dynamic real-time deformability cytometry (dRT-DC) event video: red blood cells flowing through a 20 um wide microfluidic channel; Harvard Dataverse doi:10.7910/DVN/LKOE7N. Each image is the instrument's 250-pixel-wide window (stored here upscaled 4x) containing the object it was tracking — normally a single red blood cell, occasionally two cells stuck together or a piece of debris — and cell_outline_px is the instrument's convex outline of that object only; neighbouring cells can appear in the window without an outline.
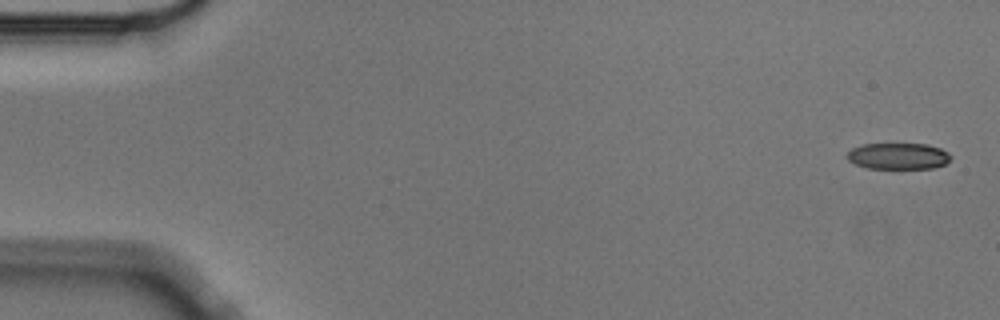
{"species": "Egyptian fruit bat (a non-hibernating species)", "species_latin": "Rousettus aegyptiacus", "temperature_condition": "cold", "stored_images_in_passage": 5, "segment_of_instrument_passage": [1, 2], "camera_frame_rate_fps": 3000, "um_per_image_px": 0.085, "animal": {"sex": "male"}, "frame": {"image": 1, "passage_image": 1, "time_ms": 0.0, "image_size_px": [1000, 320], "cell_outline_px": [[952, 156], [944, 164], [932, 168], [868, 168], [856, 164], [848, 160], [848, 152], [852, 148], [864, 144], [928, 144], [940, 148], [948, 152]], "centroid_in_image_um": [76.36, 13.26], "position_along_channel_um": 8.6, "area_um2": 15.72}}
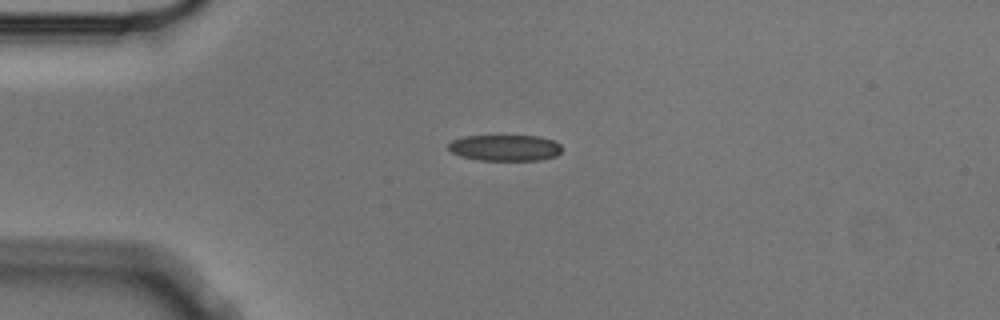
{"frame": {"image": 2, "passage_image": 3, "time_ms": 0.667, "image_size_px": [1000, 320], "cell_outline_px": [[560, 152], [556, 156], [540, 160], [476, 160], [460, 156], [452, 152], [448, 148], [448, 144], [452, 140], [460, 136], [536, 136], [552, 140], [560, 144]], "centroid_in_image_um": [42.88, 12.56], "position_along_channel_um": 42.1, "area_um2": 17.28}}